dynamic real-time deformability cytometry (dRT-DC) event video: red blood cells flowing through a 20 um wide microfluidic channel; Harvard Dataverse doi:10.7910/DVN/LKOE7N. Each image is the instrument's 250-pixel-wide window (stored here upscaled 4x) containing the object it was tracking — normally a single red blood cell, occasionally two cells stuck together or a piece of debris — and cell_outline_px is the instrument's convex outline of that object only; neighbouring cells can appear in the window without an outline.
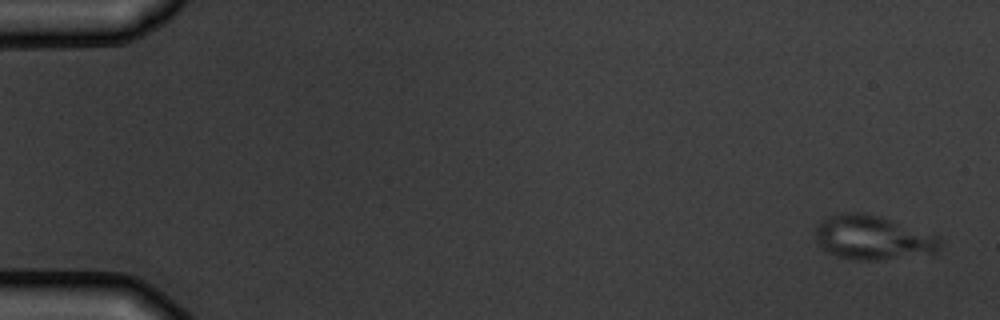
{"species": "common noctule bat (a hibernating species)", "species_latin": "Nyctalus noctula", "temperature_condition": "warm", "stored_images_in_passage": 5, "camera_frame_rate_fps": 3000, "um_per_image_px": 0.085, "animal": {"sex": "male", "body_mass_g": 19.5, "forearm_length_mm": 54.6}, "frame": {"image": 1, "passage_image": 1, "time_ms": 0.0, "image_size_px": [1000, 320], "cell_outline_px": [[944, 240], [936, 256], [880, 260], [856, 260], [836, 256], [820, 248], [816, 240], [816, 224], [820, 220], [844, 212], [864, 212], [880, 216], [940, 236]], "centroid_in_image_um": [74.29, 20.23], "position_along_channel_um": 10.7, "area_um2": 33.18}}